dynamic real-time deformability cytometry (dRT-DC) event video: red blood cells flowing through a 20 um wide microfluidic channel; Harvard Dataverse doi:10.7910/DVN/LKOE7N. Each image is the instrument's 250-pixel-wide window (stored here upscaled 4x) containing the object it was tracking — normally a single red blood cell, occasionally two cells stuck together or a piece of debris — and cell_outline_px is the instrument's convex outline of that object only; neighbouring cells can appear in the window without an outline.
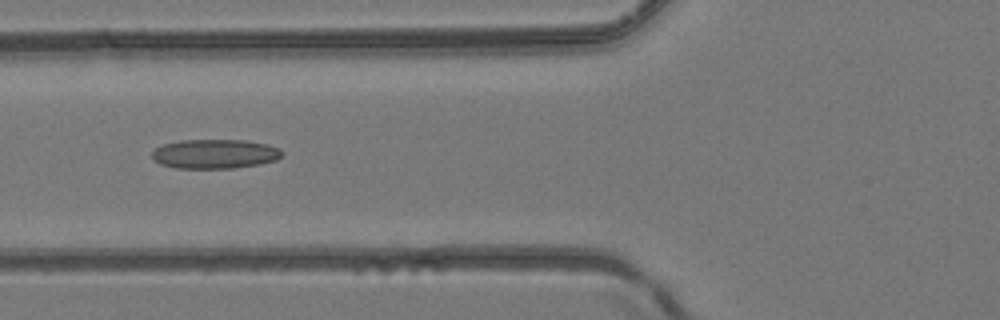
{"species": "common noctule bat (a hibernating species)", "species_latin": "Nyctalus noctula", "temperature_condition": "room temperature", "stored_images_in_passage": 5, "camera_frame_rate_fps": 3000, "um_per_image_px": 0.085, "animal": {"sex": "female", "body_mass_g": 24.6, "forearm_length_mm": 56.2}, "frame": {"image": 1, "passage_image": 5, "time_ms": 1.333, "image_size_px": [1000, 320], "cell_outline_px": [[284, 152], [276, 160], [260, 164], [232, 168], [176, 168], [160, 164], [152, 156], [152, 152], [156, 148], [164, 144], [180, 140], [248, 140], [268, 144], [280, 148]], "centroid_in_image_um": [18.3, 13.07], "position_along_channel_um": 107.5, "area_um2": 22.25}}